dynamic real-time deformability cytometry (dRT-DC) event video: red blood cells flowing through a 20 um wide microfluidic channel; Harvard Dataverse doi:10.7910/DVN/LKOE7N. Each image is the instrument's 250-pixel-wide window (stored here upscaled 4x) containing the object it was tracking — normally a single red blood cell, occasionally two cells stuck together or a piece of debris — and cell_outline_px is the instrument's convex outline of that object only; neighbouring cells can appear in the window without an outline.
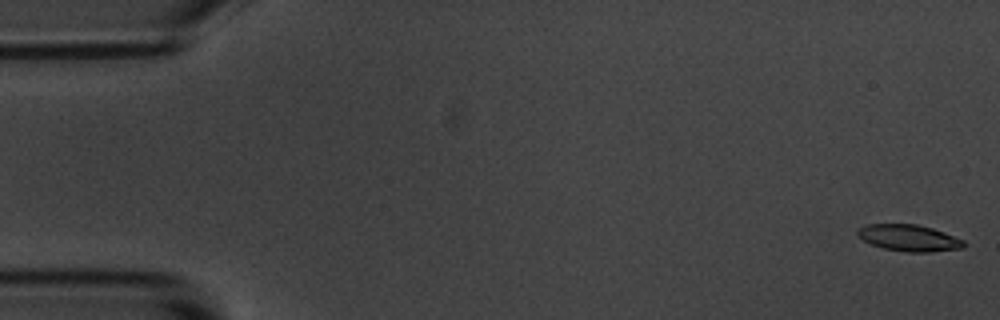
{"species": "common noctule bat (a hibernating species)", "species_latin": "Nyctalus noctula", "temperature_condition": "room temperature", "stored_images_in_passage": 16, "camera_frame_rate_fps": 3000, "um_per_image_px": 0.085, "animal": {"sex": "male", "body_mass_g": 20.1, "forearm_length_mm": 53.5}, "frame": {"image": 1, "passage_image": 1, "time_ms": 0.0, "image_size_px": [1000, 320], "cell_outline_px": [[964, 248], [932, 252], [908, 252], [884, 248], [872, 244], [856, 236], [856, 228], [864, 224], [916, 224], [932, 228], [944, 232], [964, 240]], "centroid_in_image_um": [77.23, 20.21], "position_along_channel_um": 7.8, "area_um2": 16.53}}
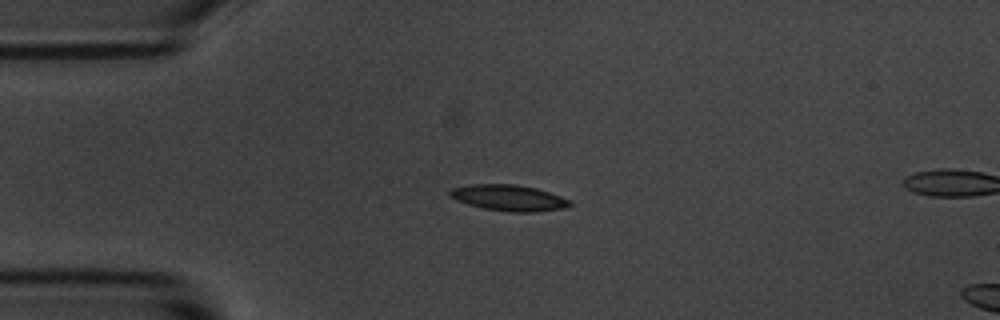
{"frame": {"image": 2, "passage_image": 13, "time_ms": 4.0, "image_size_px": [1000, 320], "cell_outline_px": [[572, 204], [568, 208], [536, 212], [508, 212], [484, 208], [468, 204], [448, 196], [448, 192], [452, 188], [468, 184], [516, 184], [536, 188], [572, 200]], "centroid_in_image_um": [43.27, 16.82], "position_along_channel_um": 41.7, "area_um2": 18.38}}